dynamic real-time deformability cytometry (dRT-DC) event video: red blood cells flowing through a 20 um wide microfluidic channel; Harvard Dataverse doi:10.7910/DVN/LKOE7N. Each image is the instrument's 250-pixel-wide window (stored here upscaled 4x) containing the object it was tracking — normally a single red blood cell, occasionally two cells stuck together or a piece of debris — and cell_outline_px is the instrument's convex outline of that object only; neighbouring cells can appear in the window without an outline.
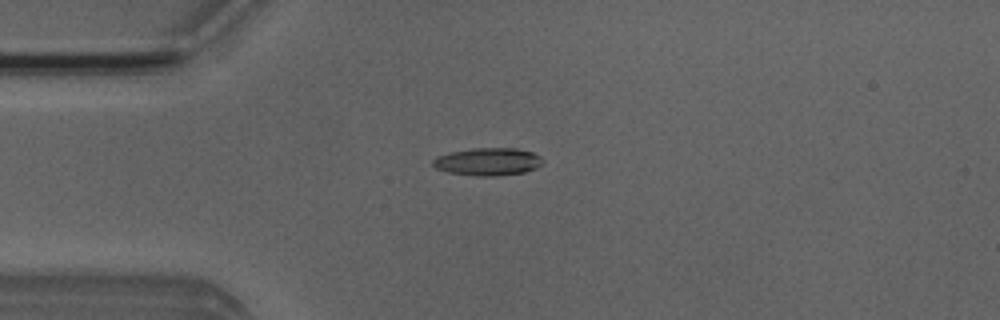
{"species": "Egyptian fruit bat (a non-hibernating species)", "species_latin": "Rousettus aegyptiacus", "temperature_condition": "room temperature", "stored_images_in_passage": 49, "camera_frame_rate_fps": 3000, "um_per_image_px": 0.085, "animal": {"sex": "male"}, "frame": {"image": 1, "passage_image": 11, "time_ms": 3.333, "image_size_px": [1000, 320], "cell_outline_px": [[544, 160], [536, 168], [524, 172], [496, 176], [476, 176], [448, 172], [436, 168], [432, 164], [432, 160], [436, 156], [452, 152], [472, 148], [516, 148], [532, 152], [540, 156]], "centroid_in_image_um": [41.46, 13.74], "position_along_channel_um": 43.5, "area_um2": 17.69}}
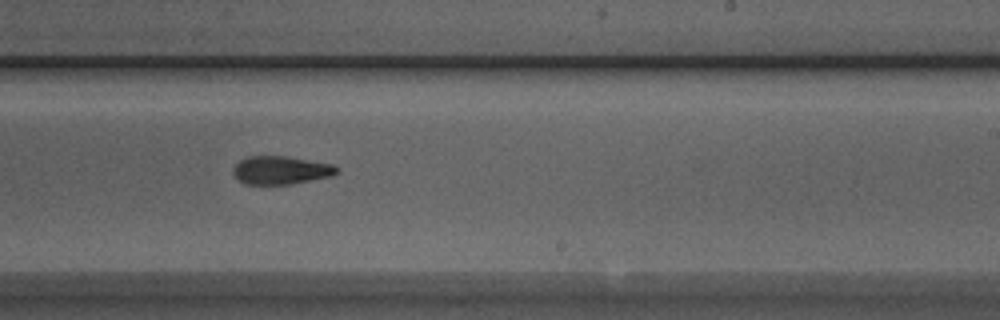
{"frame": {"image": 2, "passage_image": 29, "time_ms": 9.333, "image_size_px": [1000, 320], "cell_outline_px": [[340, 172], [332, 176], [292, 184], [244, 184], [232, 172], [232, 168], [240, 160], [248, 156], [284, 156], [332, 164], [340, 168]], "centroid_in_image_um": [23.9, 14.47], "position_along_channel_um": 265.1, "area_um2": 17.05}}
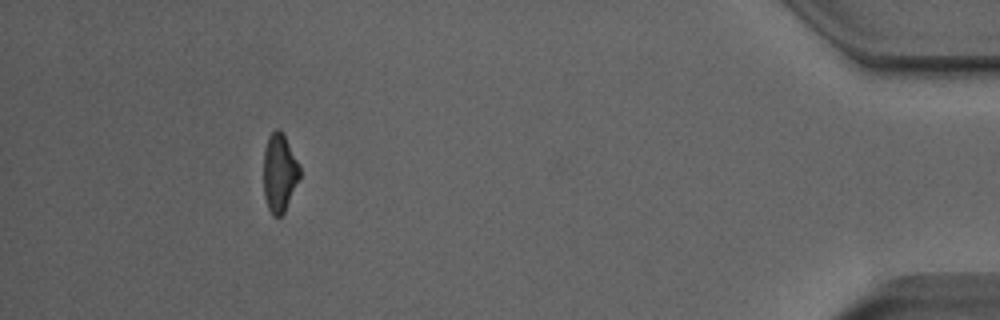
{"frame": {"image": 3, "passage_image": 45, "time_ms": 14.667, "image_size_px": [1000, 320], "cell_outline_px": [[300, 176], [284, 212], [280, 216], [272, 216], [268, 208], [264, 196], [264, 148], [268, 136], [276, 128], [280, 128], [284, 132], [300, 168]], "centroid_in_image_um": [23.74, 14.64], "position_along_channel_um": 411.5, "area_um2": 16.53}, "authors_computed_cell_mechanics": {"area_um2": 17.5712, "velocity_mm_per_s": 3.9997, "shape_relaxation_time_tau1_ms": null, "shape_relaxation_time_tau2_ms": 3.1855, "deformation_change_tau1": null, "deformation_change_tau2": 0.1219}}